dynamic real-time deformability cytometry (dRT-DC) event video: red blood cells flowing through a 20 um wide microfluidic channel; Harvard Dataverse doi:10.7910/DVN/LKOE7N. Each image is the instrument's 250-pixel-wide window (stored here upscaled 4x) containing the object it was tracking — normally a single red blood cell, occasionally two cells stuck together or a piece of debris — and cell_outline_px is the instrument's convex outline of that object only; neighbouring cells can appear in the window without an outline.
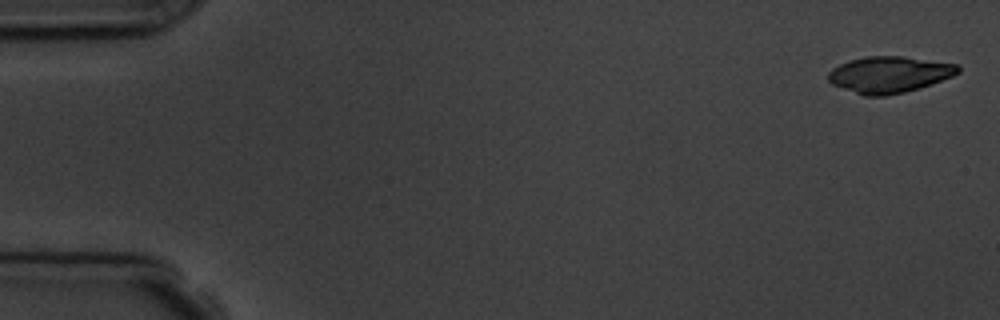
{"species": "common noctule bat (a hibernating species)", "species_latin": "Nyctalus noctula", "temperature_condition": "room temperature", "stored_images_in_passage": 5, "camera_frame_rate_fps": 3000, "um_per_image_px": 0.085, "animal": {"sex": "male", "body_mass_g": 19.5, "forearm_length_mm": 54.6}, "frame": {"image": 1, "passage_image": 1, "time_ms": 0.0, "image_size_px": [1000, 320], "cell_outline_px": [[960, 72], [952, 76], [920, 88], [904, 92], [884, 96], [864, 96], [832, 84], [828, 80], [828, 72], [832, 68], [848, 60], [868, 56], [904, 56], [956, 64], [960, 68]], "centroid_in_image_um": [75.57, 6.33], "position_along_channel_um": 9.4, "area_um2": 27.46}}